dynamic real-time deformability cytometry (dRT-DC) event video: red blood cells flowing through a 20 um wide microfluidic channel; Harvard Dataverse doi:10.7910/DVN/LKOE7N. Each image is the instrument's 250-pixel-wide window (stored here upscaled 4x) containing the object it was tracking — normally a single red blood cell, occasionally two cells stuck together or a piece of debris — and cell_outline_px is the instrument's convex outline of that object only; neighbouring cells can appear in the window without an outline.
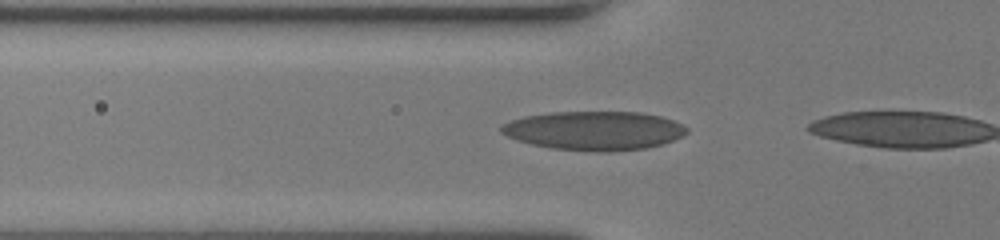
{"species": "human", "species_latin": "Homo sapiens", "temperature_condition": "room temperature", "stored_images_in_passage": 15, "camera_frame_rate_fps": 3000, "um_per_image_px": 0.085, "donor": {"sex": "female"}, "frame": {"image": 1, "passage_image": 10, "time_ms": 3.0, "image_size_px": [1000, 240], "cell_outline_px": [[688, 132], [684, 136], [648, 148], [608, 152], [592, 152], [552, 148], [532, 144], [516, 140], [500, 132], [500, 128], [504, 124], [512, 120], [524, 116], [548, 112], [640, 112], [660, 116], [672, 120], [688, 128]], "centroid_in_image_um": [50.51, 11.11], "position_along_channel_um": 75.3, "area_um2": 42.14}}
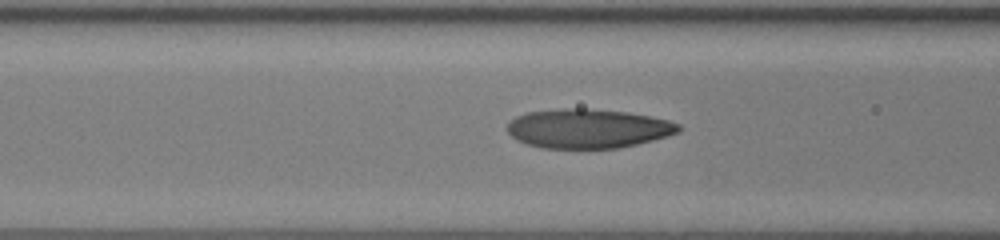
{"frame": {"image": 2, "passage_image": 13, "time_ms": 4.0, "image_size_px": [1000, 240], "cell_outline_px": [[680, 132], [668, 136], [636, 144], [616, 148], [540, 148], [524, 144], [516, 140], [508, 132], [508, 120], [516, 116], [528, 112], [564, 108], [584, 108], [628, 112], [668, 120], [680, 124]], "centroid_in_image_um": [49.95, 10.93], "position_along_channel_um": 116.7, "area_um2": 39.3}}